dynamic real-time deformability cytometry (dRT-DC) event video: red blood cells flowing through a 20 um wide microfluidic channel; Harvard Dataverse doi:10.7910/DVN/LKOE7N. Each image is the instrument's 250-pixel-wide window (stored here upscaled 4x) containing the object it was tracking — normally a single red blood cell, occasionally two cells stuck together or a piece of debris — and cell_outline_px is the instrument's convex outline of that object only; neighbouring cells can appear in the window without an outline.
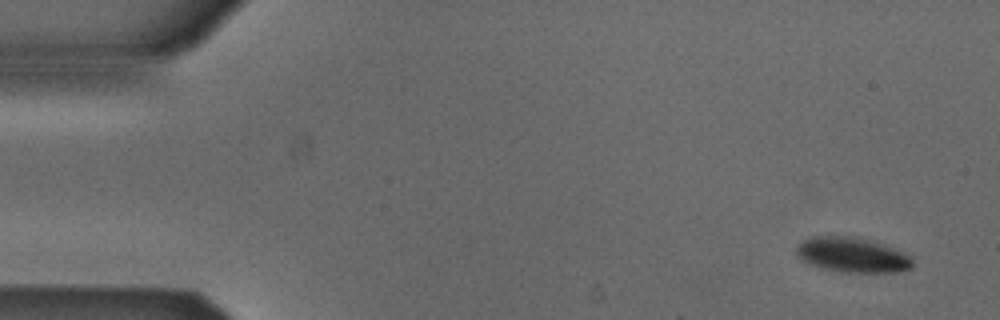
{"species": "Egyptian fruit bat (a non-hibernating species)", "species_latin": "Rousettus aegyptiacus", "temperature_condition": "cold", "stored_images_in_passage": 5, "camera_frame_rate_fps": 3000, "um_per_image_px": 0.085, "animal": {"sex": "male"}, "frame": {"image": 1, "passage_image": 1, "time_ms": 0.0, "image_size_px": [1000, 320], "cell_outline_px": [[912, 268], [896, 272], [840, 272], [820, 268], [808, 264], [800, 260], [796, 256], [796, 244], [800, 240], [808, 236], [856, 236], [904, 252], [912, 260]], "centroid_in_image_um": [72.33, 21.66], "position_along_channel_um": 12.7, "area_um2": 23.93}}
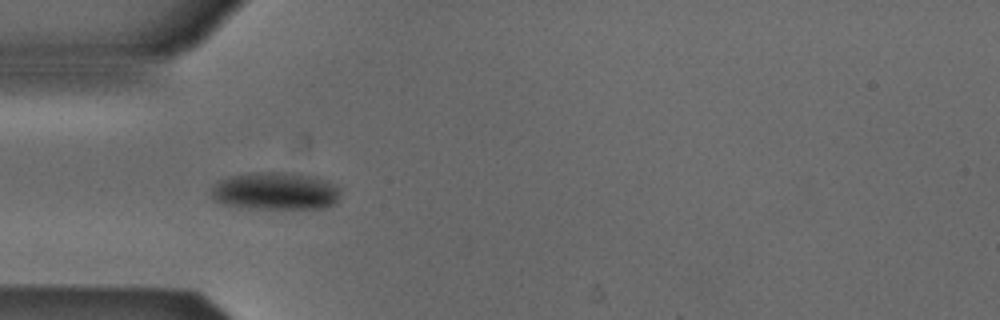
{"frame": {"image": 2, "passage_image": 4, "time_ms": 1.0, "image_size_px": [1000, 320], "cell_outline_px": [[340, 196], [336, 204], [324, 208], [248, 208], [220, 204], [212, 200], [212, 188], [220, 180], [232, 176], [252, 172], [284, 172], [316, 176], [328, 180], [336, 184], [340, 188]], "centroid_in_image_um": [23.46, 16.24], "position_along_channel_um": 61.5, "area_um2": 28.67}}
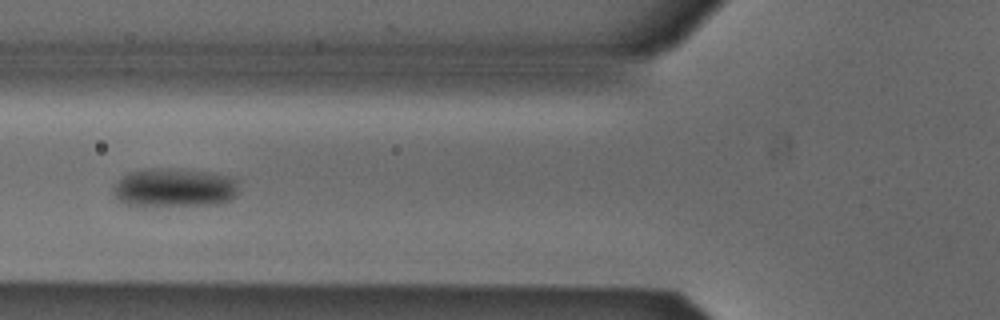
{"frame": {"image": 3, "passage_image": 5, "time_ms": 1.333, "image_size_px": [1000, 320], "cell_outline_px": [[236, 196], [232, 200], [220, 204], [144, 208], [136, 208], [112, 196], [112, 188], [128, 172], [152, 168], [204, 172], [224, 176], [236, 180]], "centroid_in_image_um": [14.75, 16.03], "position_along_channel_um": 111.1, "area_um2": 28.67}}